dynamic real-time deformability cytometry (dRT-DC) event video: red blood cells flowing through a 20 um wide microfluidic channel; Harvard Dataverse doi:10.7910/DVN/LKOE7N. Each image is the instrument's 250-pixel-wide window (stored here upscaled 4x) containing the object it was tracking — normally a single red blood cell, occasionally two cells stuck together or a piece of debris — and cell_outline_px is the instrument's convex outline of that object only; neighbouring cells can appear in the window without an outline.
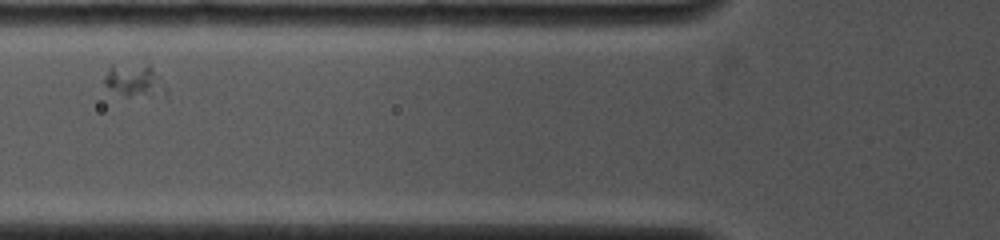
{"species": "common noctule bat (a hibernating species)", "species_latin": "Nyctalus noctula", "temperature_condition": "cold", "stored_images_in_passage": 16, "camera_frame_rate_fps": 4000, "um_per_image_px": 0.085, "animal": {"sex": "female", "body_mass_g": 19.0, "forearm_length_mm": 53.3}, "frame": {"image": 1, "passage_image": 3, "time_ms": 1.5, "image_size_px": [1000, 240], "cell_outline_px": [[168, 96], [124, 96], [108, 88], [104, 84], [104, 76], [108, 68], [112, 64], [148, 68], [160, 76], [168, 92]], "centroid_in_image_um": [11.42, 6.92], "position_along_channel_um": 114.4, "area_um2": 11.39}}
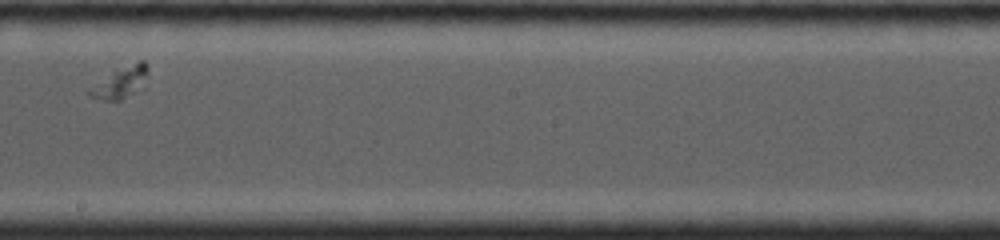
{"frame": {"image": 2, "passage_image": 10, "time_ms": 4.75, "image_size_px": [1000, 240], "cell_outline_px": [[148, 76], [144, 88], [120, 100], [104, 100], [88, 96], [84, 92], [88, 88], [112, 72], [140, 60], [144, 60], [148, 72]], "centroid_in_image_um": [10.25, 7.04], "position_along_channel_um": 238.0, "area_um2": 10.81}}
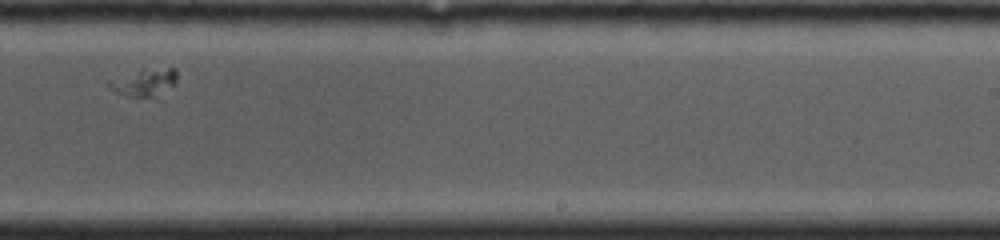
{"frame": {"image": 3, "passage_image": 12, "time_ms": 5.75, "image_size_px": [1000, 240], "cell_outline_px": [[176, 84], [152, 96], [136, 100], [116, 92], [108, 88], [108, 80], [140, 68], [176, 68]], "centroid_in_image_um": [12.2, 7.0], "position_along_channel_um": 276.8, "area_um2": 11.21}}